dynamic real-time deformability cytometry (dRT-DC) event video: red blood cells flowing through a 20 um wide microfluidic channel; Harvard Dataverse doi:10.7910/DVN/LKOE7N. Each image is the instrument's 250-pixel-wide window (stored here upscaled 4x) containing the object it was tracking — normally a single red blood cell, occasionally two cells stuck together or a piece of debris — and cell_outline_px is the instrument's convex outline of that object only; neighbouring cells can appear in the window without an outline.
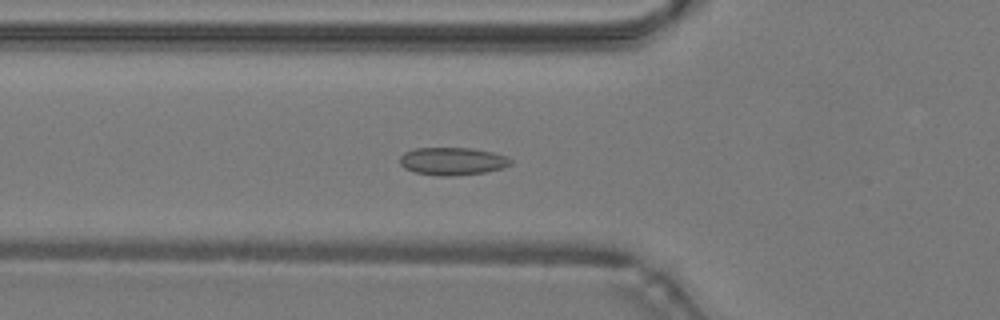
{"species": "common noctule bat (a hibernating species)", "species_latin": "Nyctalus noctula", "temperature_condition": "warm", "stored_images_in_passage": 45, "camera_frame_rate_fps": 3000, "um_per_image_px": 0.085, "animal": {"sex": "male", "body_mass_g": 19.2, "forearm_length_mm": 51.8}, "frame": {"image": 1, "passage_image": 14, "time_ms": 4.333, "image_size_px": [1000, 320], "cell_outline_px": [[512, 164], [504, 168], [484, 172], [452, 176], [440, 176], [416, 172], [404, 168], [400, 164], [400, 156], [404, 152], [416, 148], [472, 148], [492, 152], [504, 156], [512, 160]], "centroid_in_image_um": [38.45, 13.7], "position_along_channel_um": 87.3, "area_um2": 17.86}}
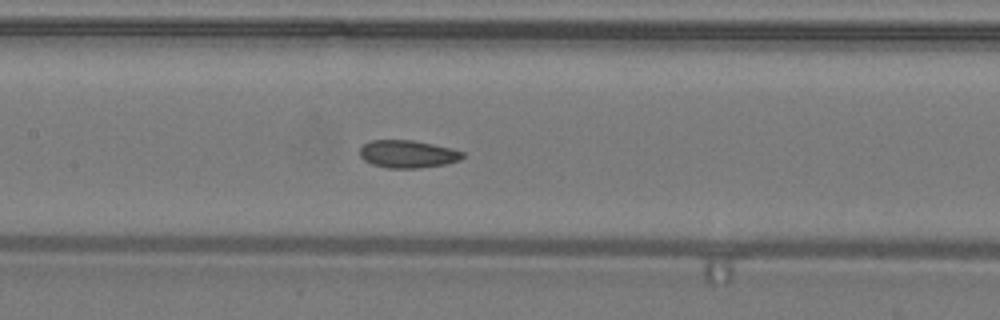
{"frame": {"image": 2, "passage_image": 20, "time_ms": 6.333, "image_size_px": [1000, 320], "cell_outline_px": [[464, 156], [460, 160], [444, 164], [416, 168], [388, 168], [372, 164], [364, 160], [360, 156], [360, 148], [364, 144], [372, 140], [412, 140], [452, 148], [464, 152]], "centroid_in_image_um": [34.65, 13.09], "position_along_channel_um": 172.7, "area_um2": 16.47}}
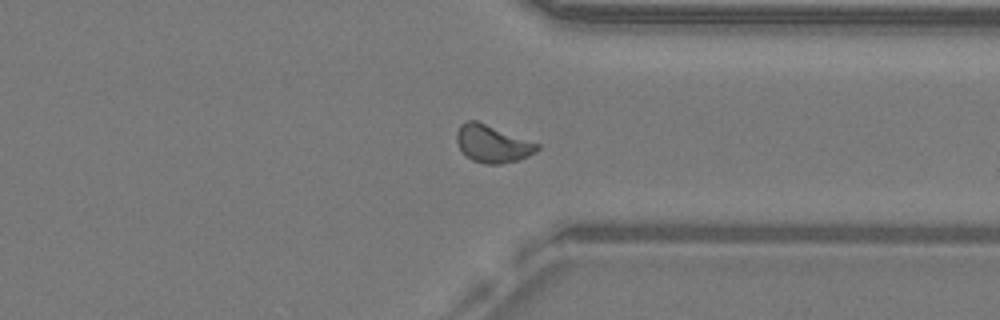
{"frame": {"image": 3, "passage_image": 34, "time_ms": 11.0, "image_size_px": [1000, 320], "cell_outline_px": [[540, 148], [536, 152], [520, 160], [500, 164], [484, 164], [472, 160], [464, 156], [456, 140], [456, 132], [460, 124], [464, 120], [476, 120], [540, 144]], "centroid_in_image_um": [41.84, 12.22], "position_along_channel_um": 369.6, "area_um2": 17.8}, "authors_computed_cell_mechanics": {"area_um2": 16.9354, "velocity_mm_per_s": 4.2412, "shape_relaxation_time_tau1_ms": null, "shape_relaxation_time_tau2_ms": 2.0213, "deformation_change_tau1": null, "deformation_change_tau2": 0.0783}}